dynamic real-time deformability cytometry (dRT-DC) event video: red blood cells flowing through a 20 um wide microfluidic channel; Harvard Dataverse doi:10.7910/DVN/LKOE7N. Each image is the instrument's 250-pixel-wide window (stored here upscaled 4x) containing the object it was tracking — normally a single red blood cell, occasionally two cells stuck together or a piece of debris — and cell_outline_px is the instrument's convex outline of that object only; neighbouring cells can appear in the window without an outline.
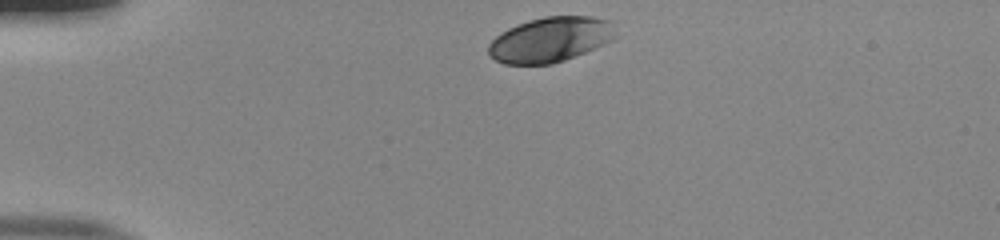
{"species": "human", "species_latin": "Homo sapiens", "temperature_condition": "room temperature", "stored_images_in_passage": 33, "camera_frame_rate_fps": 3000, "um_per_image_px": 0.085, "donor": {"sex": "male"}, "frame": {"image": 1, "passage_image": 1, "time_ms": 0.0, "image_size_px": [1000, 240], "cell_outline_px": [[616, 36], [612, 40], [596, 48], [564, 60], [552, 64], [504, 64], [488, 56], [488, 44], [500, 32], [516, 24], [528, 20], [544, 16], [592, 16], [612, 20]], "centroid_in_image_um": [46.78, 3.35], "position_along_channel_um": 38.2, "area_um2": 33.7}}
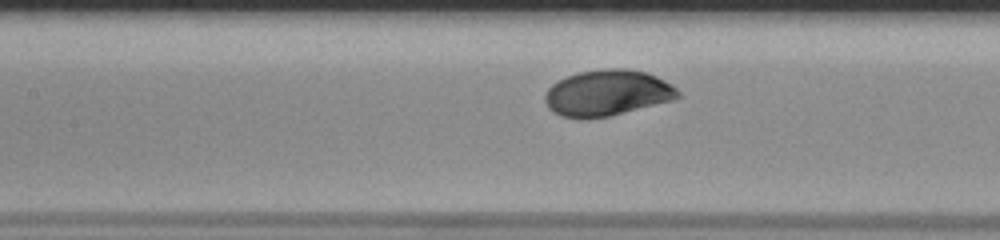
{"frame": {"image": 2, "passage_image": 14, "time_ms": 4.333, "image_size_px": [1000, 240], "cell_outline_px": [[680, 96], [672, 100], [608, 116], [584, 120], [560, 116], [552, 112], [548, 108], [544, 100], [544, 96], [548, 88], [552, 84], [568, 76], [580, 72], [604, 68], [624, 68], [648, 72], [672, 84], [680, 92]], "centroid_in_image_um": [51.59, 7.9], "position_along_channel_um": 155.8, "area_um2": 35.78}}
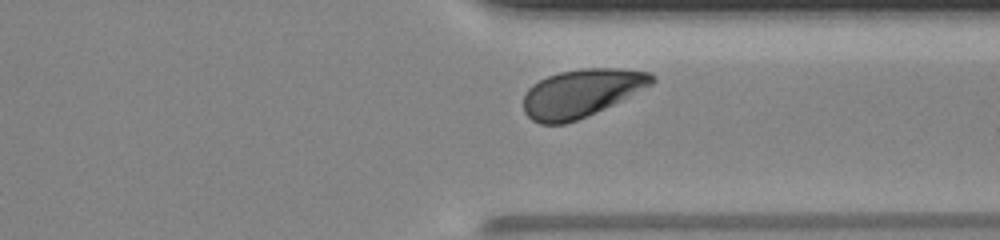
{"frame": {"image": 3, "passage_image": 30, "time_ms": 9.667, "image_size_px": [1000, 240], "cell_outline_px": [[656, 80], [652, 84], [604, 108], [576, 120], [564, 124], [540, 124], [532, 120], [524, 112], [524, 96], [528, 88], [532, 84], [548, 76], [560, 72], [584, 68], [620, 68], [648, 72], [656, 76]], "centroid_in_image_um": [49.39, 7.9], "position_along_channel_um": 362.0, "area_um2": 35.49}, "authors_computed_cell_mechanics": {"area_um2": 35.0846, "velocity_mm_per_s": 3.8764, "shape_relaxation_time_tau1_ms": 1.2873, "shape_relaxation_time_tau2_ms": null, "deformation_change_tau1": 0.0956, "deformation_change_tau2": null}}